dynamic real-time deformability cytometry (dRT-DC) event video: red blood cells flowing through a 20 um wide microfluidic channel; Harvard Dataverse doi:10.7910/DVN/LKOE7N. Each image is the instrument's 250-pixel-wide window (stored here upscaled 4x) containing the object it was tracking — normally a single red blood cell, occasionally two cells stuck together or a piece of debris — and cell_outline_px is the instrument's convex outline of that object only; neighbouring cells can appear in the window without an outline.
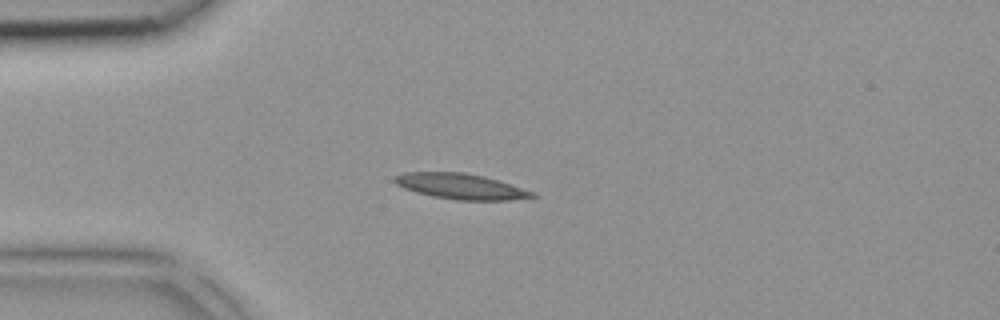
{"species": "common noctule bat (a hibernating species)", "species_latin": "Nyctalus noctula", "temperature_condition": "room temperature", "stored_images_in_passage": 5, "camera_frame_rate_fps": 3000, "um_per_image_px": 0.085, "animal": {"sex": "female", "body_mass_g": 18.4}, "frame": {"image": 1, "passage_image": 4, "time_ms": 1.0, "image_size_px": [1000, 320], "cell_outline_px": [[540, 196], [508, 200], [456, 200], [432, 196], [416, 192], [404, 188], [396, 184], [392, 180], [392, 176], [404, 172], [464, 172], [484, 176], [536, 192]], "centroid_in_image_um": [39.15, 15.83], "position_along_channel_um": 45.9, "area_um2": 20.63}}